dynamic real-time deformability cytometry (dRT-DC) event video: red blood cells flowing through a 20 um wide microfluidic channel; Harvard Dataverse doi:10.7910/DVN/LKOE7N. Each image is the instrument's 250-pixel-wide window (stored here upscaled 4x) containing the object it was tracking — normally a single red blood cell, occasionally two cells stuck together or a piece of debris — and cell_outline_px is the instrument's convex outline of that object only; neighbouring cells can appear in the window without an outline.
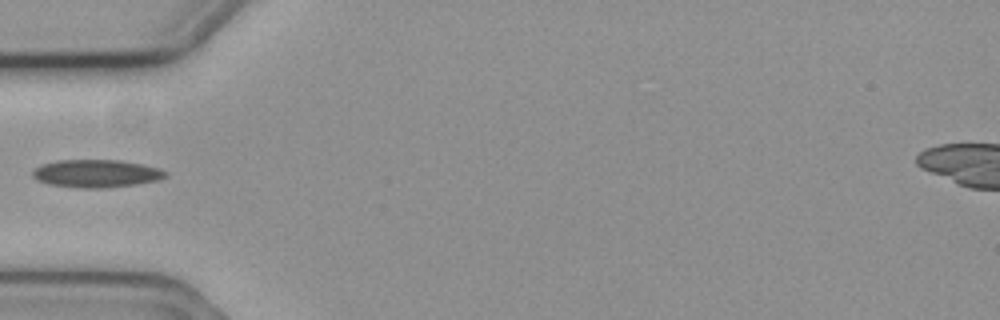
{"species": "common noctule bat (a hibernating species)", "species_latin": "Nyctalus noctula", "temperature_condition": "cold", "stored_images_in_passage": 7, "camera_frame_rate_fps": 3000, "um_per_image_px": 0.085, "animal": {"sex": "female", "body_mass_g": 19.3, "forearm_length_mm": 54.1}, "frame": {"image": 1, "passage_image": 6, "time_ms": 1.667, "image_size_px": [1000, 320], "cell_outline_px": [[168, 176], [160, 180], [136, 184], [104, 188], [80, 188], [48, 184], [36, 180], [32, 176], [32, 172], [36, 168], [44, 164], [60, 160], [120, 160], [160, 168], [168, 172]], "centroid_in_image_um": [8.22, 14.75], "position_along_channel_um": 76.8, "area_um2": 21.56}}
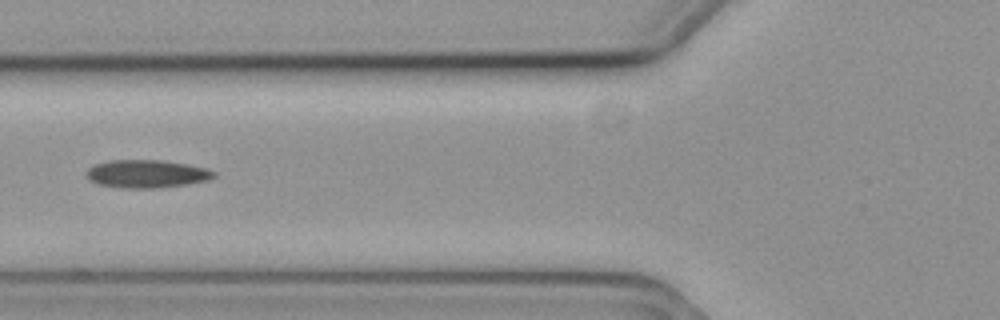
{"frame": {"image": 2, "passage_image": 7, "time_ms": 2.0, "image_size_px": [1000, 320], "cell_outline_px": [[216, 176], [208, 180], [188, 184], [160, 188], [120, 188], [96, 184], [88, 180], [84, 176], [84, 172], [92, 164], [108, 160], [160, 160], [188, 164], [204, 168], [216, 172]], "centroid_in_image_um": [12.39, 14.78], "position_along_channel_um": 113.4, "area_um2": 21.21}}